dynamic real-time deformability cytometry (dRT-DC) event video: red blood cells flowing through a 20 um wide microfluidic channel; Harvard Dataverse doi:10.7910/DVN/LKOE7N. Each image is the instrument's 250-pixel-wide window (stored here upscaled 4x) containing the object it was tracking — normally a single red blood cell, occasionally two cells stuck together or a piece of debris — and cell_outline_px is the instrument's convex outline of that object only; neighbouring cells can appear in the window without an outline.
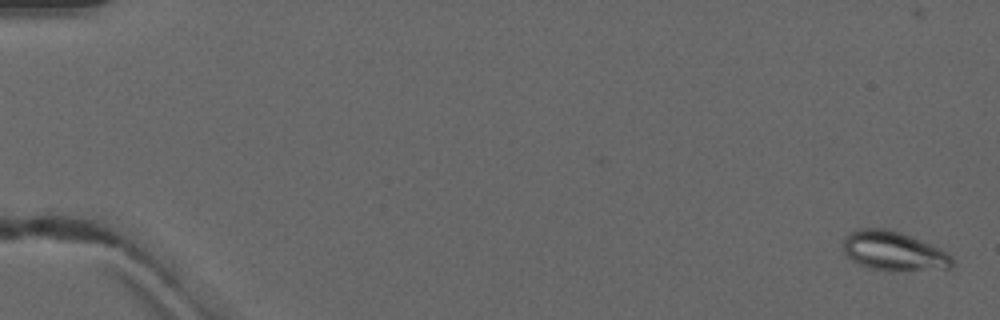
{"species": "common noctule bat (a hibernating species)", "species_latin": "Nyctalus noctula", "temperature_condition": "warm", "stored_images_in_passage": 4, "camera_frame_rate_fps": 3000, "um_per_image_px": 0.085, "animal": {"sex": "male", "forearm_length_mm": 52.5}, "frame": {"image": 1, "passage_image": 1, "time_ms": 0.0, "image_size_px": [1000, 320], "cell_outline_px": [[956, 264], [952, 268], [892, 272], [888, 272], [868, 268], [852, 260], [844, 252], [844, 236], [848, 232], [860, 228], [884, 228], [900, 232], [940, 248], [952, 256]], "centroid_in_image_um": [75.98, 21.36], "position_along_channel_um": 9.0, "area_um2": 25.37}}